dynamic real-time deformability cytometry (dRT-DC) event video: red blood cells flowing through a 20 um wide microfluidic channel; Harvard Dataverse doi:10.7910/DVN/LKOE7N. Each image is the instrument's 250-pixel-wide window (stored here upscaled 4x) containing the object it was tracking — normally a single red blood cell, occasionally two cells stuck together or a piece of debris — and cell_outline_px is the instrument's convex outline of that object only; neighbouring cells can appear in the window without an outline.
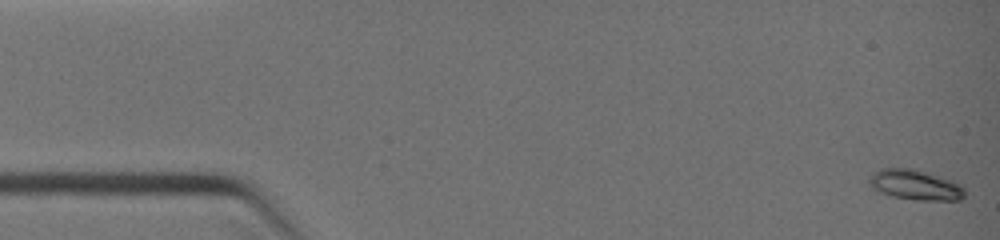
{"species": "common noctule bat (a hibernating species)", "species_latin": "Nyctalus noctula", "temperature_condition": "warm", "stored_images_in_passage": 5, "camera_frame_rate_fps": 3000, "um_per_image_px": 0.085, "animal": {"sex": "female", "body_mass_g": 19.0, "forearm_length_mm": 51.5}, "frame": {"image": 1, "passage_image": 1, "time_ms": 0.0, "image_size_px": [1000, 240], "cell_outline_px": [[964, 196], [960, 200], [916, 200], [892, 196], [880, 192], [872, 188], [868, 184], [868, 180], [880, 168], [916, 168], [952, 180], [960, 184], [964, 188]], "centroid_in_image_um": [77.81, 15.71], "position_along_channel_um": 7.2, "area_um2": 16.88}}
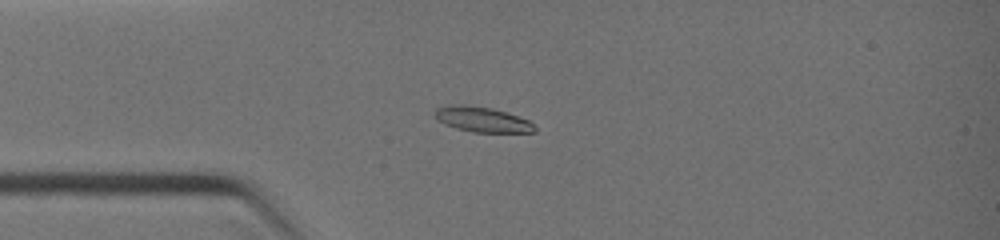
{"frame": {"image": 2, "passage_image": 5, "time_ms": 3.0, "image_size_px": [1000, 240], "cell_outline_px": [[536, 132], [472, 132], [456, 128], [432, 116], [436, 108], [448, 104], [464, 104], [492, 108], [528, 120], [536, 128]], "centroid_in_image_um": [40.94, 10.14], "position_along_channel_um": 44.1, "area_um2": 14.51}}